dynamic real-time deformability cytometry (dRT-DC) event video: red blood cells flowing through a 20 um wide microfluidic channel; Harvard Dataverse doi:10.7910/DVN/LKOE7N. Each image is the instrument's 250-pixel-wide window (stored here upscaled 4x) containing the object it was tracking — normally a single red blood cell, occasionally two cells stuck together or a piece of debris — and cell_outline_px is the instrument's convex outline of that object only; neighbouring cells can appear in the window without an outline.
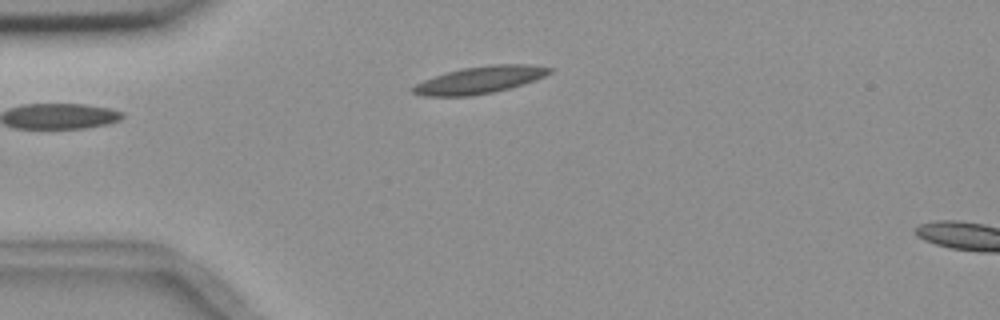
{"species": "common noctule bat (a hibernating species)", "species_latin": "Nyctalus noctula", "temperature_condition": "room temperature", "stored_images_in_passage": 3, "camera_frame_rate_fps": 3000, "um_per_image_px": 0.085, "animal": {"sex": "female", "body_mass_g": 18.4}, "frame": {"image": 1, "passage_image": 3, "time_ms": 2.333, "image_size_px": [1000, 320], "cell_outline_px": [[552, 72], [544, 76], [524, 84], [492, 92], [472, 96], [424, 96], [412, 92], [412, 88], [416, 84], [424, 80], [448, 72], [464, 68], [492, 64], [532, 64], [552, 68]], "centroid_in_image_um": [40.82, 6.79], "position_along_channel_um": 44.2, "area_um2": 21.33}}